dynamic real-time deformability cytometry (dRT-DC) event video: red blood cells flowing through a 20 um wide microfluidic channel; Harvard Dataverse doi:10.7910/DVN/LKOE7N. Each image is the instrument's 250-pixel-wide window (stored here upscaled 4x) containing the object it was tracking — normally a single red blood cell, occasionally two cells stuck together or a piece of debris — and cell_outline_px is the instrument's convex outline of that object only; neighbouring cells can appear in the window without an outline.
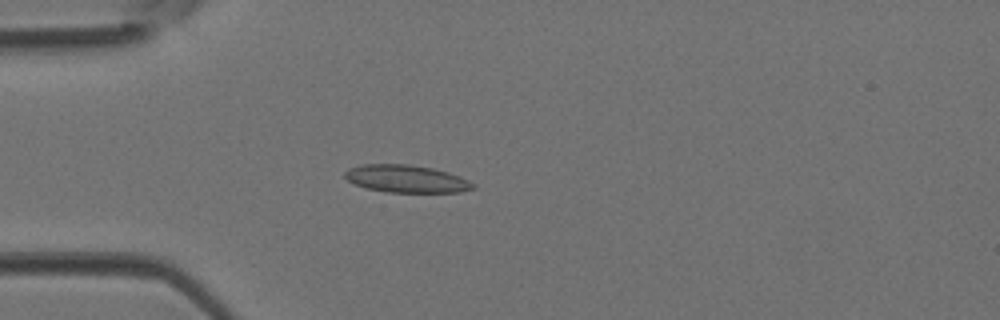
{"species": "Egyptian fruit bat (a non-hibernating species)", "species_latin": "Rousettus aegyptiacus", "temperature_condition": "room temperature", "stored_images_in_passage": 4, "camera_frame_rate_fps": 3000, "um_per_image_px": 0.085, "animal": {"sex": "female"}, "frame": {"image": 1, "passage_image": 4, "time_ms": 1.0, "image_size_px": [1000, 320], "cell_outline_px": [[476, 188], [460, 192], [388, 192], [368, 188], [356, 184], [348, 180], [344, 176], [344, 172], [348, 168], [364, 164], [408, 164], [432, 168], [448, 172], [460, 176], [476, 184]], "centroid_in_image_um": [34.57, 15.19], "position_along_channel_um": 50.4, "area_um2": 20.52}}